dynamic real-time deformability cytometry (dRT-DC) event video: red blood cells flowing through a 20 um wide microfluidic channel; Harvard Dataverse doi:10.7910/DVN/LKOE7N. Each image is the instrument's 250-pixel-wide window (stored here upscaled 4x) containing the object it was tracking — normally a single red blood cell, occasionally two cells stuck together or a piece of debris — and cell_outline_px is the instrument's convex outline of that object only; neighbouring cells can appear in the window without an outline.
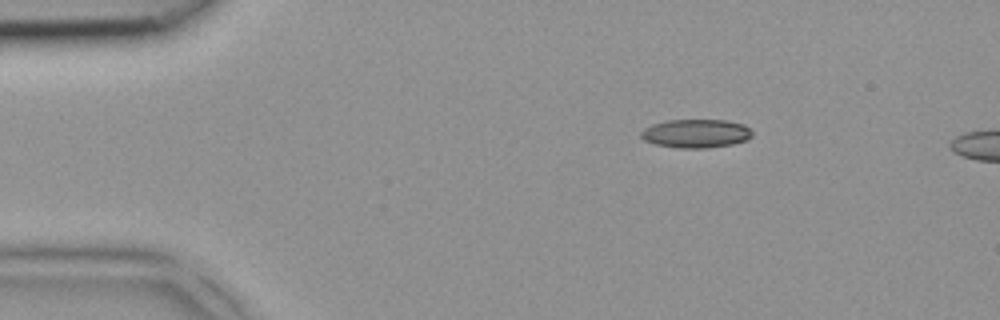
{"species": "common noctule bat (a hibernating species)", "species_latin": "Nyctalus noctula", "temperature_condition": "room temperature", "stored_images_in_passage": 2, "camera_frame_rate_fps": 3000, "um_per_image_px": 0.085, "animal": {"sex": "female", "body_mass_g": 18.4}, "frame": {"image": 1, "passage_image": 2, "time_ms": 0.333, "image_size_px": [1000, 320], "cell_outline_px": [[752, 136], [748, 140], [732, 144], [708, 148], [676, 148], [656, 144], [644, 140], [640, 136], [640, 132], [644, 128], [652, 124], [668, 120], [724, 120], [744, 124], [752, 132]], "centroid_in_image_um": [59.15, 11.35], "position_along_channel_um": 25.8, "area_um2": 18.61}}